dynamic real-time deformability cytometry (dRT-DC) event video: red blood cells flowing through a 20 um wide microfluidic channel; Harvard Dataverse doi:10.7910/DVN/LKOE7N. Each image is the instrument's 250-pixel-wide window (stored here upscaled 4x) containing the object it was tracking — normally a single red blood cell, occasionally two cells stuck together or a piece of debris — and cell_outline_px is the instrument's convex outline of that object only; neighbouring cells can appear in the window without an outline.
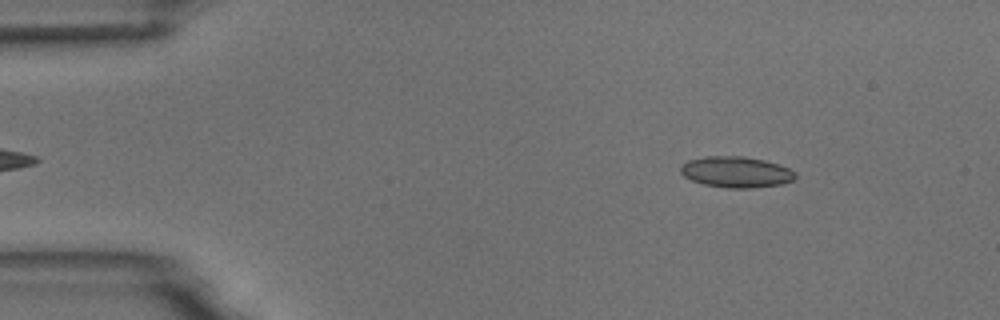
{"species": "common noctule bat (a hibernating species)", "species_latin": "Nyctalus noctula", "temperature_condition": "room temperature", "stored_images_in_passage": 5, "segment_of_instrument_passage": [2, 2], "camera_frame_rate_fps": 3000, "um_per_image_px": 0.085, "animal": {"sex": "male", "body_mass_g": 18.8}, "frame": {"image": 1, "passage_image": 5, "time_ms": 5.333, "image_size_px": [1000, 320], "cell_outline_px": [[796, 176], [792, 180], [780, 184], [748, 188], [728, 188], [704, 184], [692, 180], [684, 176], [680, 172], [680, 164], [688, 160], [704, 156], [744, 156], [764, 160], [780, 164], [796, 172]], "centroid_in_image_um": [62.54, 14.6], "position_along_channel_um": 22.5, "area_um2": 20.75}}